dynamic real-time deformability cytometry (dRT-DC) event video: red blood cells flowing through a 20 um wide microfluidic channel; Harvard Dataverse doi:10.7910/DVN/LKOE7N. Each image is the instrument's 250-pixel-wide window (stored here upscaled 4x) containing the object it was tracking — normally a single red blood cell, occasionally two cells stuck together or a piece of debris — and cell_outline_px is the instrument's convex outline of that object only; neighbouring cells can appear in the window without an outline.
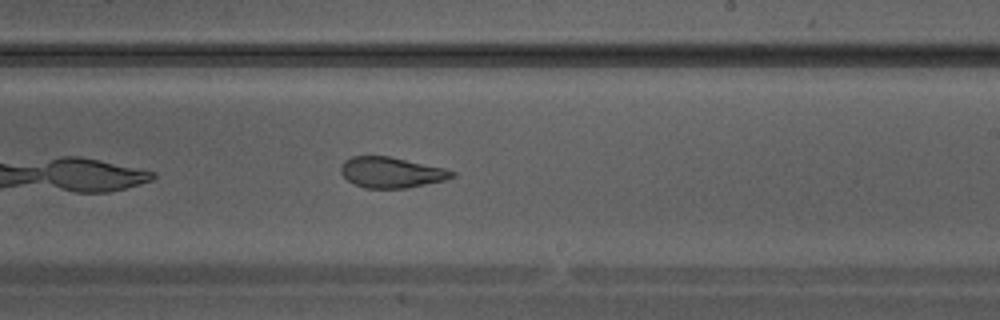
{"species": "Egyptian fruit bat (a non-hibernating species)", "species_latin": "Rousettus aegyptiacus", "temperature_condition": "warm", "stored_images_in_passage": 24, "camera_frame_rate_fps": 3000, "um_per_image_px": 0.085, "animal": {"sex": "male"}, "frame": {"image": 1, "passage_image": 11, "time_ms": 3.333, "image_size_px": [1000, 320], "cell_outline_px": [[456, 176], [444, 180], [408, 188], [364, 188], [348, 180], [340, 172], [340, 168], [344, 160], [352, 156], [388, 156], [444, 168], [456, 172]], "centroid_in_image_um": [33.26, 14.65], "position_along_channel_um": 255.7, "area_um2": 19.77}}